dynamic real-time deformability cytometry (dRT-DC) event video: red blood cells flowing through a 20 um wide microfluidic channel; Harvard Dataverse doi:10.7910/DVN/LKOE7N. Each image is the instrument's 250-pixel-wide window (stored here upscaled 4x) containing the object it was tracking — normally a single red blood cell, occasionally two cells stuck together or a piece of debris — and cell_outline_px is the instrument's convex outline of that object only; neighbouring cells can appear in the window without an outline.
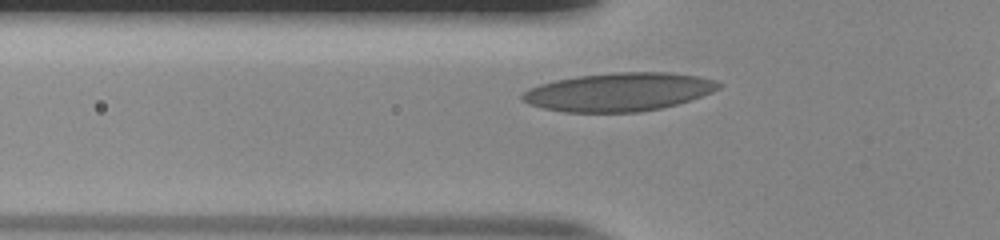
{"species": "human", "species_latin": "Homo sapiens", "temperature_condition": "room temperature", "stored_images_in_passage": 30, "camera_frame_rate_fps": 3000, "um_per_image_px": 0.085, "donor": {"sex": "male"}, "frame": {"image": 1, "passage_image": 4, "time_ms": 1.0, "image_size_px": [1000, 240], "cell_outline_px": [[724, 84], [720, 88], [712, 92], [676, 104], [660, 108], [640, 112], [564, 112], [544, 108], [528, 104], [520, 96], [528, 88], [540, 84], [556, 80], [576, 76], [616, 72], [668, 72], [700, 76], [716, 80]], "centroid_in_image_um": [52.62, 7.81], "position_along_channel_um": 73.2, "area_um2": 43.93}}
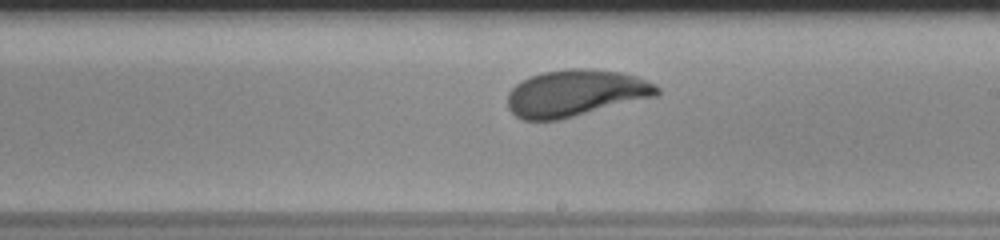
{"frame": {"image": 2, "passage_image": 17, "time_ms": 5.333, "image_size_px": [1000, 240], "cell_outline_px": [[660, 92], [656, 96], [560, 120], [524, 120], [516, 116], [508, 108], [508, 92], [520, 80], [544, 72], [572, 68], [588, 68], [620, 72], [636, 76], [660, 88]], "centroid_in_image_um": [48.9, 7.92], "position_along_channel_um": 240.1, "area_um2": 40.52}}
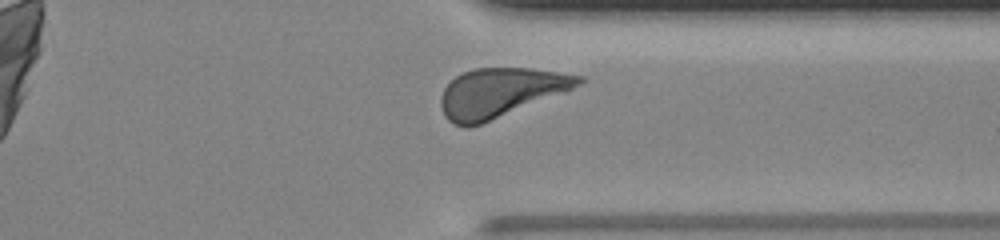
{"frame": {"image": 3, "passage_image": 27, "time_ms": 8.667, "image_size_px": [1000, 240], "cell_outline_px": [[588, 80], [584, 84], [480, 124], [468, 128], [464, 128], [452, 124], [444, 116], [440, 104], [440, 96], [444, 88], [456, 76], [472, 68], [532, 68], [584, 76]], "centroid_in_image_um": [42.52, 7.86], "position_along_channel_um": 368.9, "area_um2": 39.3}, "authors_computed_cell_mechanics": {"area_um2": 40.3733, "velocity_mm_per_s": 3.8543, "shape_relaxation_time_tau1_ms": 5.5442, "shape_relaxation_time_tau2_ms": null, "deformation_change_tau1": 0.2105, "deformation_change_tau2": null}}